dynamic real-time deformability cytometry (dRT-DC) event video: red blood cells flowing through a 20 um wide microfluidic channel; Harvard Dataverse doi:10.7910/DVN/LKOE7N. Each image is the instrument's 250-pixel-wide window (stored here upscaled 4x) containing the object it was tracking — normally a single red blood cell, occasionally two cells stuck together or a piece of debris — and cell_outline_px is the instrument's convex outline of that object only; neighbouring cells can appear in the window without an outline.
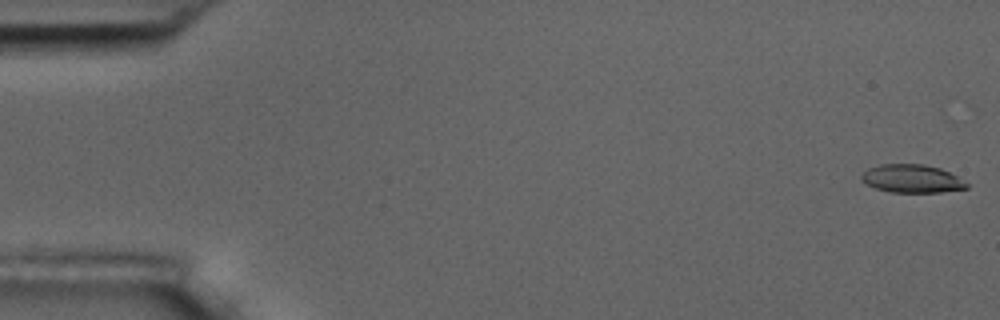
{"species": "common noctule bat (a hibernating species)", "species_latin": "Nyctalus noctula", "temperature_condition": "room temperature", "stored_images_in_passage": 5, "camera_frame_rate_fps": 3000, "um_per_image_px": 0.085, "animal": {"sex": "male", "body_mass_g": 17.5, "forearm_length_mm": 52.3}, "frame": {"image": 1, "passage_image": 1, "time_ms": 0.0, "image_size_px": [1000, 320], "cell_outline_px": [[968, 188], [940, 192], [888, 192], [876, 188], [860, 180], [860, 176], [868, 168], [880, 164], [924, 164], [940, 168], [956, 176], [968, 184]], "centroid_in_image_um": [77.48, 15.18], "position_along_channel_um": 7.5, "area_um2": 17.17}}